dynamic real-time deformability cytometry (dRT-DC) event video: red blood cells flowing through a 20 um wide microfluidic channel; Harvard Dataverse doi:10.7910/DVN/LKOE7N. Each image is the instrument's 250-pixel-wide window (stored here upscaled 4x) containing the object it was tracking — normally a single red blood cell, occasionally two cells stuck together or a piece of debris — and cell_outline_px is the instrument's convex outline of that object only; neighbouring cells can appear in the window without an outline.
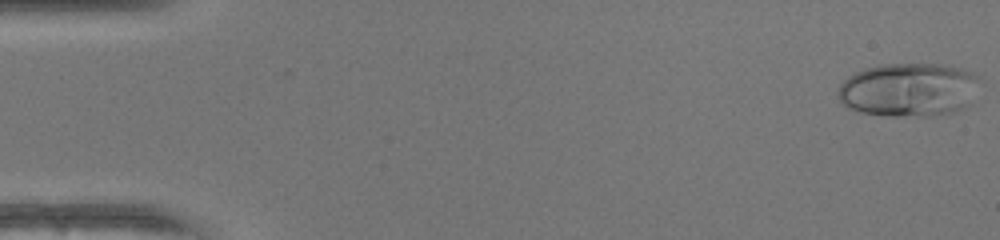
{"species": "human", "species_latin": "Homo sapiens", "temperature_condition": "warm", "stored_images_in_passage": 50, "camera_frame_rate_fps": 3000, "um_per_image_px": 0.085, "donor": {"sex": "female"}, "frame": {"image": 1, "passage_image": 1, "time_ms": 0.0, "image_size_px": [1000, 240], "cell_outline_px": [[984, 84], [972, 104], [968, 108], [956, 112], [932, 116], [888, 116], [860, 112], [848, 108], [836, 96], [836, 92], [840, 84], [848, 76], [864, 68], [880, 64], [940, 64], [960, 68], [972, 72], [980, 76]], "centroid_in_image_um": [77.35, 7.64], "position_along_channel_um": 7.7, "area_um2": 45.78}}
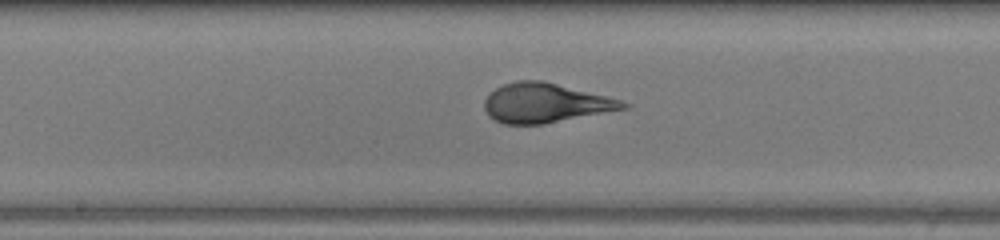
{"frame": {"image": 2, "passage_image": 26, "time_ms": 8.333, "image_size_px": [1000, 240], "cell_outline_px": [[632, 104], [628, 108], [544, 124], [504, 124], [488, 116], [484, 108], [484, 100], [488, 92], [504, 84], [516, 80], [544, 80], [608, 96]], "centroid_in_image_um": [46.35, 8.74], "position_along_channel_um": 201.9, "area_um2": 32.14}}
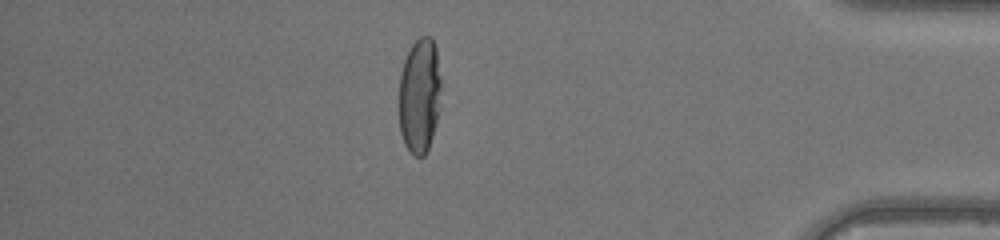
{"frame": {"image": 3, "passage_image": 43, "time_ms": 14.0, "image_size_px": [1000, 240], "cell_outline_px": [[440, 108], [432, 136], [428, 148], [424, 156], [412, 156], [404, 144], [400, 132], [400, 72], [404, 60], [412, 44], [420, 36], [432, 36], [436, 48], [440, 76]], "centroid_in_image_um": [35.67, 8.12], "position_along_channel_um": 399.5, "area_um2": 28.38}, "authors_computed_cell_mechanics": {"area_um2": 33.0327, "velocity_mm_per_s": 4.1604, "shape_relaxation_time_tau1_ms": 5.3509, "shape_relaxation_time_tau2_ms": null, "deformation_change_tau1": 0.2796, "deformation_change_tau2": null}}